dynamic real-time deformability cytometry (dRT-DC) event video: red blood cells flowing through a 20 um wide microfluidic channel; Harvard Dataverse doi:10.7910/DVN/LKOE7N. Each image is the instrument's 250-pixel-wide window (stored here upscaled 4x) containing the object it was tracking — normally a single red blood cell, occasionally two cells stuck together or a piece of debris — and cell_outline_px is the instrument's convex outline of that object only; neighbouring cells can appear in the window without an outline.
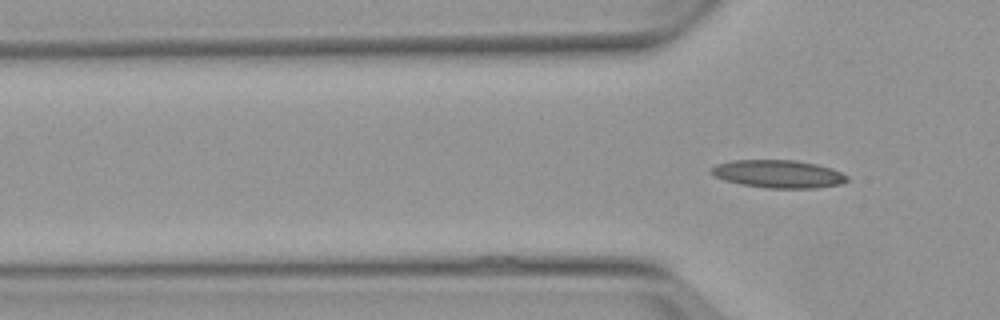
{"species": "Egyptian fruit bat (a non-hibernating species)", "species_latin": "Rousettus aegyptiacus", "temperature_condition": "warm", "stored_images_in_passage": 4, "camera_frame_rate_fps": 3000, "um_per_image_px": 0.085, "animal": {"sex": "female"}, "frame": {"image": 1, "passage_image": 4, "time_ms": 3.667, "image_size_px": [1000, 320], "cell_outline_px": [[848, 180], [840, 184], [816, 188], [764, 188], [740, 184], [724, 180], [716, 176], [712, 172], [712, 168], [716, 164], [732, 160], [792, 160], [816, 164], [832, 168], [848, 176]], "centroid_in_image_um": [66.17, 14.79], "position_along_channel_um": 59.6, "area_um2": 21.96}}